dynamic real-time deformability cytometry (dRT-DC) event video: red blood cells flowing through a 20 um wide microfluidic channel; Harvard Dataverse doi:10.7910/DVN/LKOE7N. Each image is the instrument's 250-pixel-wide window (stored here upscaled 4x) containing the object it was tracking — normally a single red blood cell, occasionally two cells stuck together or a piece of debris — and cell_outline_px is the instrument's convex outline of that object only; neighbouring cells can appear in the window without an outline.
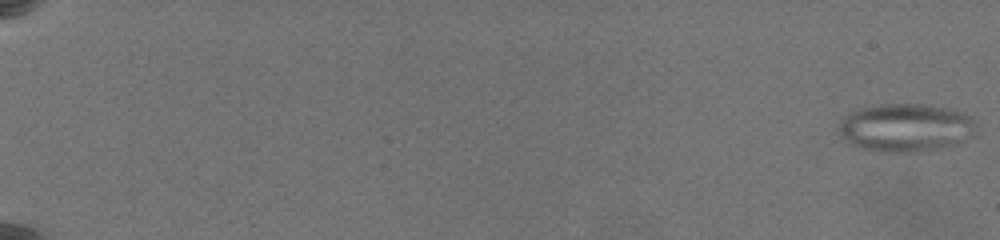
{"species": "common noctule bat (a hibernating species)", "species_latin": "Nyctalus noctula", "temperature_condition": "warm", "stored_images_in_passage": 64, "camera_frame_rate_fps": 3000, "um_per_image_px": 0.085, "animal": {"sex": "female", "body_mass_g": 19.5, "forearm_length_mm": 54.1}, "frame": {"image": 1, "passage_image": 1, "time_ms": 0.0, "image_size_px": [1000, 240], "cell_outline_px": [[976, 124], [972, 136], [956, 144], [932, 148], [904, 152], [880, 152], [856, 148], [848, 144], [840, 136], [840, 124], [852, 112], [860, 108], [880, 104], [928, 104], [960, 112], [968, 116]], "centroid_in_image_um": [76.93, 10.85], "position_along_channel_um": 8.1, "area_um2": 38.03}}
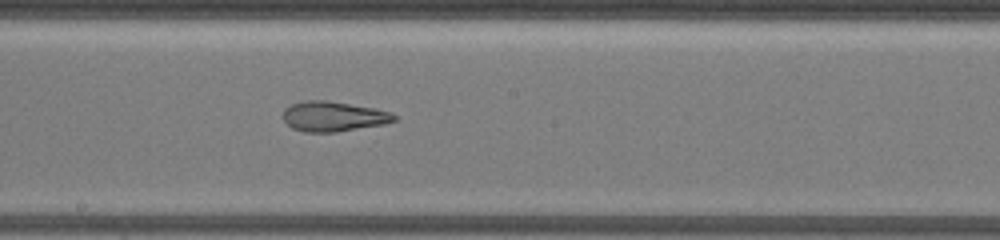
{"frame": {"image": 2, "passage_image": 39, "time_ms": 12.667, "image_size_px": [1000, 240], "cell_outline_px": [[396, 120], [384, 124], [336, 132], [304, 132], [292, 128], [284, 120], [284, 108], [292, 104], [304, 100], [324, 100], [376, 108], [392, 112], [396, 116]], "centroid_in_image_um": [28.35, 9.89], "position_along_channel_um": 219.9, "area_um2": 19.42}}
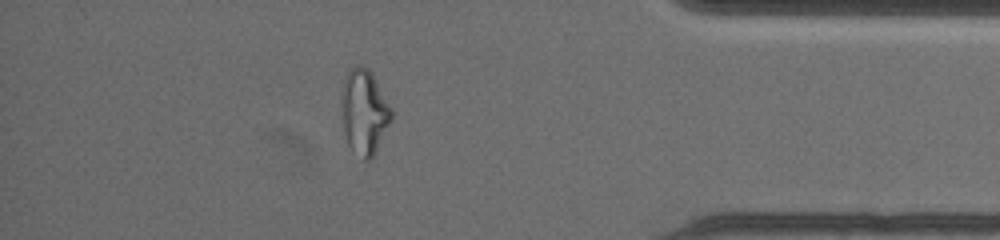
{"frame": {"image": 3, "passage_image": 57, "time_ms": 18.667, "image_size_px": [1000, 240], "cell_outline_px": [[392, 120], [376, 152], [368, 160], [364, 160], [348, 144], [344, 128], [340, 100], [340, 92], [344, 80], [352, 64], [360, 64], [368, 68], [372, 72], [392, 112]], "centroid_in_image_um": [30.94, 9.46], "position_along_channel_um": 404.3, "area_um2": 24.68}, "authors_computed_cell_mechanics": {"area_um2": 26.9637, "velocity_mm_per_s": 3.483, "shape_relaxation_time_tau1_ms": null, "shape_relaxation_time_tau2_ms": 2.0566, "deformation_change_tau1": null, "deformation_change_tau2": 0.1065}}